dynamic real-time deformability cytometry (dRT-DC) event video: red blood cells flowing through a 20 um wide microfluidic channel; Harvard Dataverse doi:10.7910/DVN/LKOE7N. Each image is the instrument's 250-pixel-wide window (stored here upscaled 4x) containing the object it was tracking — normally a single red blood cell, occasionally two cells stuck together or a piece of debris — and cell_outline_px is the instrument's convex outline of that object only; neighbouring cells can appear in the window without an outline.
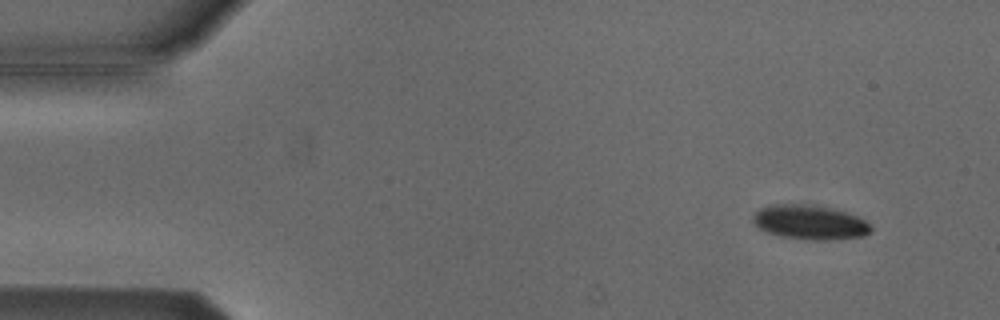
{"species": "Egyptian fruit bat (a non-hibernating species)", "species_latin": "Rousettus aegyptiacus", "temperature_condition": "cold", "stored_images_in_passage": 6, "camera_frame_rate_fps": 3000, "um_per_image_px": 0.085, "animal": {"sex": "male"}, "frame": {"image": 1, "passage_image": 2, "time_ms": 1.333, "image_size_px": [1000, 320], "cell_outline_px": [[872, 232], [864, 236], [832, 240], [804, 240], [780, 236], [768, 232], [760, 228], [752, 220], [752, 216], [760, 208], [768, 204], [816, 204], [832, 208], [856, 216], [872, 224]], "centroid_in_image_um": [68.86, 18.89], "position_along_channel_um": 16.1, "area_um2": 23.99}}